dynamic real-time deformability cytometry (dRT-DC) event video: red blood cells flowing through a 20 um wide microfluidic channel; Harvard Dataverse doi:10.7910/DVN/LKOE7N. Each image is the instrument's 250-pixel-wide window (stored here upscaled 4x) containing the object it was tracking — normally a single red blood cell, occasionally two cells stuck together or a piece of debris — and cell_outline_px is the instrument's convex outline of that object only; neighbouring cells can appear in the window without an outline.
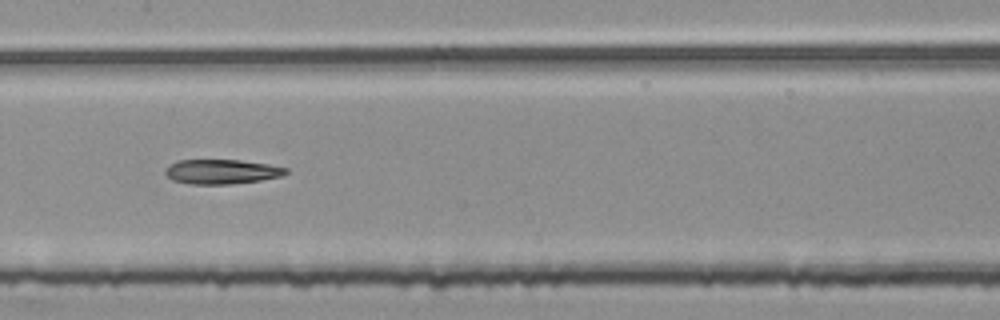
{"species": "common noctule bat (a hibernating species)", "species_latin": "Nyctalus noctula", "temperature_condition": "room temperature", "stored_images_in_passage": 54, "segment_of_instrument_passage": [2, 2], "camera_frame_rate_fps": 3000, "um_per_image_px": 0.085, "animal": {"sex": "female", "body_mass_g": 25.1}, "frame": {"image": 1, "passage_image": 27, "time_ms": 8.667, "image_size_px": [1000, 320], "cell_outline_px": [[288, 172], [280, 176], [260, 180], [228, 184], [188, 184], [172, 180], [164, 172], [172, 164], [180, 160], [240, 160], [268, 164], [288, 168]], "centroid_in_image_um": [18.85, 14.59], "position_along_channel_um": 188.5, "area_um2": 17.05}}
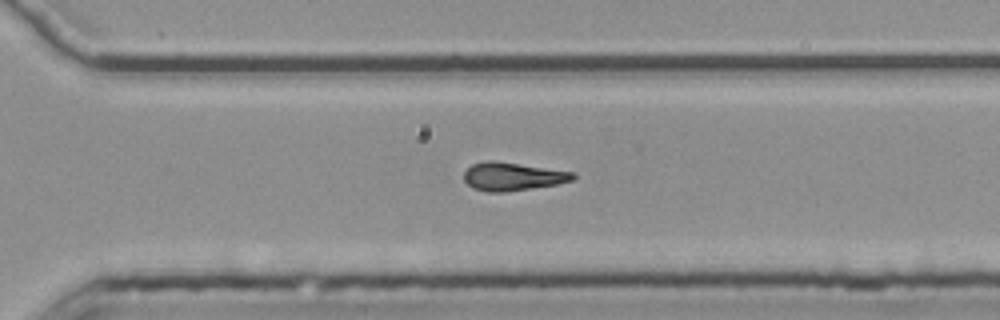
{"frame": {"image": 2, "passage_image": 38, "time_ms": 12.333, "image_size_px": [1000, 320], "cell_outline_px": [[576, 176], [572, 180], [556, 184], [504, 192], [488, 192], [472, 188], [464, 180], [464, 172], [472, 164], [484, 160], [496, 160], [576, 172]], "centroid_in_image_um": [43.55, 14.98], "position_along_channel_um": 327.0, "area_um2": 18.03}}
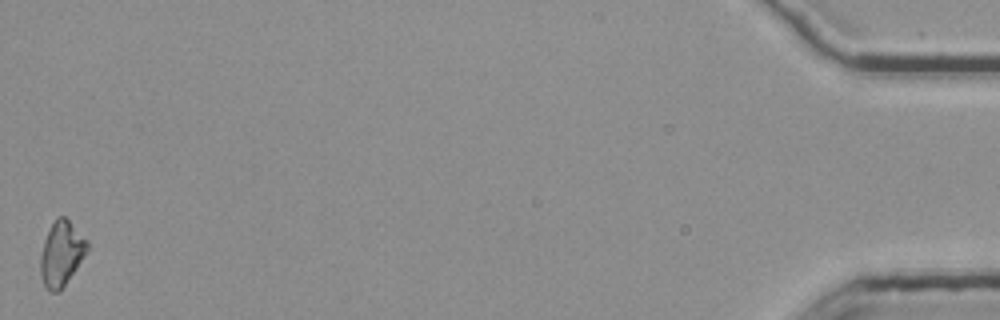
{"frame": {"image": 3, "passage_image": 54, "time_ms": 17.667, "image_size_px": [1000, 320], "cell_outline_px": [[88, 248], [84, 256], [60, 292], [52, 292], [44, 284], [40, 272], [40, 256], [44, 240], [56, 216], [64, 216], [88, 240]], "centroid_in_image_um": [5.21, 21.55], "position_along_channel_um": 430.0, "area_um2": 17.4}}